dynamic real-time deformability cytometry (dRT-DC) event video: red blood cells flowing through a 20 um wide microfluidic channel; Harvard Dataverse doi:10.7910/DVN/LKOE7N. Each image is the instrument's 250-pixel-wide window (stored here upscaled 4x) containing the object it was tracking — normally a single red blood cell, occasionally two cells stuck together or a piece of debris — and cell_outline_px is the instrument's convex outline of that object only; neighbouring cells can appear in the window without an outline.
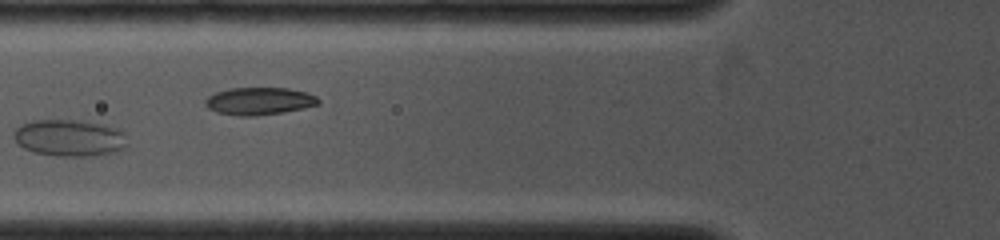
{"species": "common noctule bat (a hibernating species)", "species_latin": "Nyctalus noctula", "temperature_condition": "cold", "stored_images_in_passage": 29, "camera_frame_rate_fps": 4000, "um_per_image_px": 0.085, "animal": {"sex": "female", "body_mass_g": 19.0, "forearm_length_mm": 53.3}, "frame": {"image": 1, "passage_image": 10, "time_ms": 3.5, "image_size_px": [1000, 240], "cell_outline_px": [[128, 144], [124, 148], [116, 152], [88, 156], [56, 156], [36, 152], [24, 148], [12, 136], [12, 132], [20, 124], [32, 120], [76, 120], [104, 124], [116, 128], [124, 132]], "centroid_in_image_um": [5.91, 11.71], "position_along_channel_um": 119.9, "area_um2": 24.45}}